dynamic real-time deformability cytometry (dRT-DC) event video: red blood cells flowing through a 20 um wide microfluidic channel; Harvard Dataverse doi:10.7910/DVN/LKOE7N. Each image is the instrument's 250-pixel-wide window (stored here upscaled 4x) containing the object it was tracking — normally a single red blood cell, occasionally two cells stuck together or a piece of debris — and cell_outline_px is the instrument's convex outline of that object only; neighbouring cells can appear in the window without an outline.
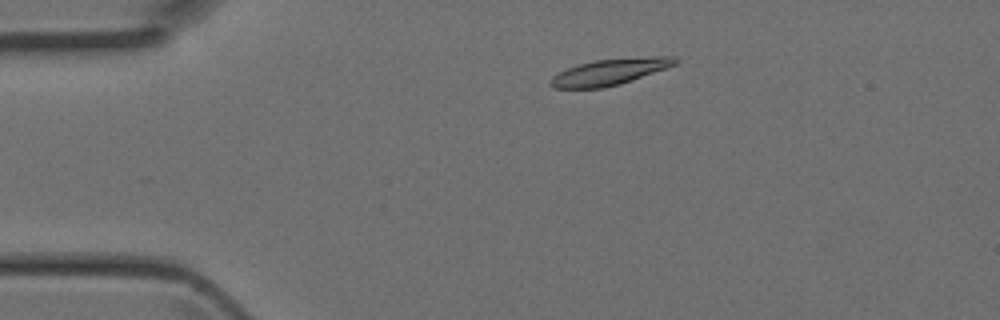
{"species": "Egyptian fruit bat (a non-hibernating species)", "species_latin": "Rousettus aegyptiacus", "temperature_condition": "room temperature", "stored_images_in_passage": 3, "camera_frame_rate_fps": 3000, "um_per_image_px": 0.085, "animal": {"sex": "female"}, "frame": {"image": 1, "passage_image": 2, "time_ms": 0.333, "image_size_px": [1000, 320], "cell_outline_px": [[680, 60], [676, 64], [668, 68], [620, 84], [604, 88], [556, 88], [548, 84], [548, 80], [552, 76], [568, 68], [580, 64], [596, 60], [652, 56], [672, 56]], "centroid_in_image_um": [51.86, 6.11], "position_along_channel_um": 33.1, "area_um2": 19.02}}